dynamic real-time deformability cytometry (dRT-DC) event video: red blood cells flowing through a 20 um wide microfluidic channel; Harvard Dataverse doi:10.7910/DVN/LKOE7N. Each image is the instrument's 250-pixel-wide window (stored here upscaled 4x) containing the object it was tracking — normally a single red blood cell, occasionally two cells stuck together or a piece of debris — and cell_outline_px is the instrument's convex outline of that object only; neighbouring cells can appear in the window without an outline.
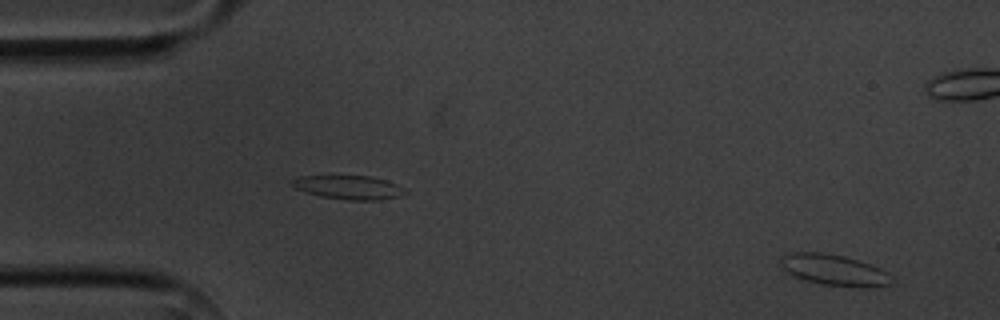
{"species": "common noctule bat (a hibernating species)", "species_latin": "Nyctalus noctula", "temperature_condition": "cold", "stored_images_in_passage": 6, "camera_frame_rate_fps": 3000, "um_per_image_px": 0.085, "animal": {"sex": "male", "body_mass_g": 20.1, "forearm_length_mm": 53.5}, "frame": {"image": 1, "passage_image": 1, "time_ms": 0.0, "image_size_px": [1000, 320], "cell_outline_px": [[896, 284], [872, 288], [864, 288], [820, 284], [792, 276], [780, 264], [780, 256], [784, 252], [820, 252], [844, 256], [880, 268]], "centroid_in_image_um": [70.87, 22.96], "position_along_channel_um": 14.1, "area_um2": 20.23}}